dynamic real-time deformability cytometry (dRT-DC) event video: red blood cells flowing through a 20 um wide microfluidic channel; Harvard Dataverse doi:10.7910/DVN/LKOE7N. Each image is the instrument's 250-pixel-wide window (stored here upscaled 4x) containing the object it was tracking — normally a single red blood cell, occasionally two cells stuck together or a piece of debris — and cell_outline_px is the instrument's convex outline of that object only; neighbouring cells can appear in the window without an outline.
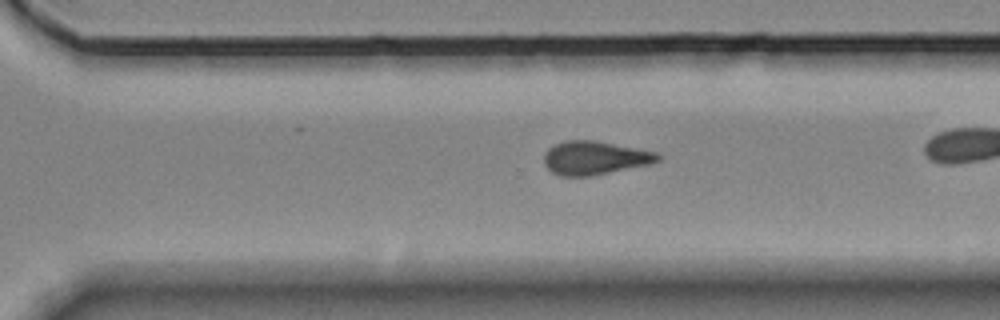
{"species": "Egyptian fruit bat (a non-hibernating species)", "species_latin": "Rousettus aegyptiacus", "temperature_condition": "room temperature", "stored_images_in_passage": 43, "camera_frame_rate_fps": 3000, "um_per_image_px": 0.085, "animal": {"sex": "female"}, "frame": {"image": 1, "passage_image": 37, "time_ms": 12.0, "image_size_px": [1000, 320], "cell_outline_px": [[660, 160], [648, 164], [592, 176], [560, 176], [552, 172], [544, 164], [544, 152], [552, 144], [564, 140], [592, 140], [656, 152], [660, 156]], "centroid_in_image_um": [50.48, 13.42], "position_along_channel_um": 320.1, "area_um2": 22.14}}